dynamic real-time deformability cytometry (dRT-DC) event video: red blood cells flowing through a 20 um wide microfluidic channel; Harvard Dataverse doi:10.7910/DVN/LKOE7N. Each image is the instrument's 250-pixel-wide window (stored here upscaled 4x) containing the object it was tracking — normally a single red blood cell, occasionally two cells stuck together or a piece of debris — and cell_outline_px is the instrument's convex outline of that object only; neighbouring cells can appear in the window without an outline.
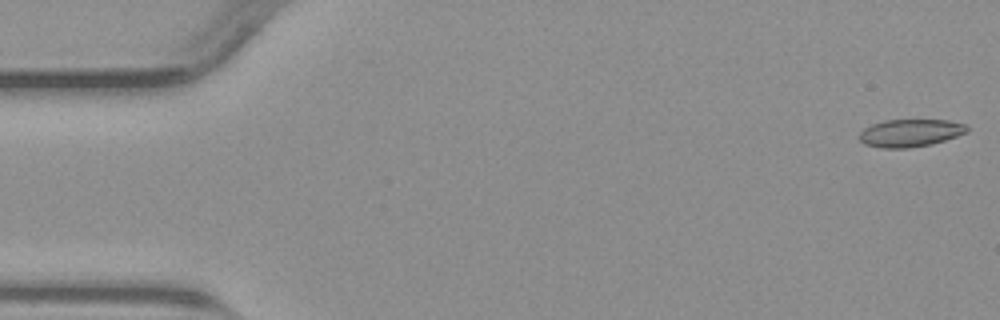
{"species": "common noctule bat (a hibernating species)", "species_latin": "Nyctalus noctula", "temperature_condition": "warm", "stored_images_in_passage": 13, "camera_frame_rate_fps": 3000, "um_per_image_px": 0.085, "animal": {"sex": "male", "body_mass_g": 23.1, "forearm_length_mm": 52.7}, "frame": {"image": 1, "passage_image": 1, "time_ms": 0.0, "image_size_px": [1000, 320], "cell_outline_px": [[968, 132], [932, 144], [908, 148], [880, 148], [864, 144], [860, 140], [860, 132], [864, 128], [872, 124], [884, 120], [948, 120], [964, 124], [968, 128]], "centroid_in_image_um": [77.35, 11.3], "position_along_channel_um": 7.6, "area_um2": 17.28}}